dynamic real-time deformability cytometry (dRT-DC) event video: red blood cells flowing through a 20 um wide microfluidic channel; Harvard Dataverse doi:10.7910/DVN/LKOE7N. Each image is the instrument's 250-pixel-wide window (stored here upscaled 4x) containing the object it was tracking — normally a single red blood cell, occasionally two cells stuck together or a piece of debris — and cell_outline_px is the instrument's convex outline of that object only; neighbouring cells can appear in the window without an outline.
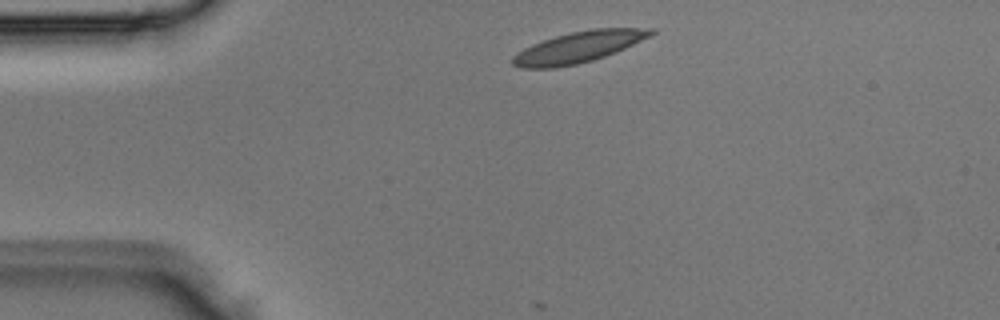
{"species": "Egyptian fruit bat (a non-hibernating species)", "species_latin": "Rousettus aegyptiacus", "temperature_condition": "room temperature", "stored_images_in_passage": 3, "camera_frame_rate_fps": 3000, "um_per_image_px": 0.085, "animal": {"sex": "male"}, "frame": {"image": 1, "passage_image": 1, "time_ms": 0.0, "image_size_px": [1000, 320], "cell_outline_px": [[656, 32], [652, 36], [616, 52], [592, 60], [576, 64], [556, 68], [520, 68], [512, 64], [512, 56], [524, 48], [532, 44], [556, 36], [572, 32], [592, 28], [656, 28]], "centroid_in_image_um": [49.21, 4.0], "position_along_channel_um": 35.8, "area_um2": 25.03}}